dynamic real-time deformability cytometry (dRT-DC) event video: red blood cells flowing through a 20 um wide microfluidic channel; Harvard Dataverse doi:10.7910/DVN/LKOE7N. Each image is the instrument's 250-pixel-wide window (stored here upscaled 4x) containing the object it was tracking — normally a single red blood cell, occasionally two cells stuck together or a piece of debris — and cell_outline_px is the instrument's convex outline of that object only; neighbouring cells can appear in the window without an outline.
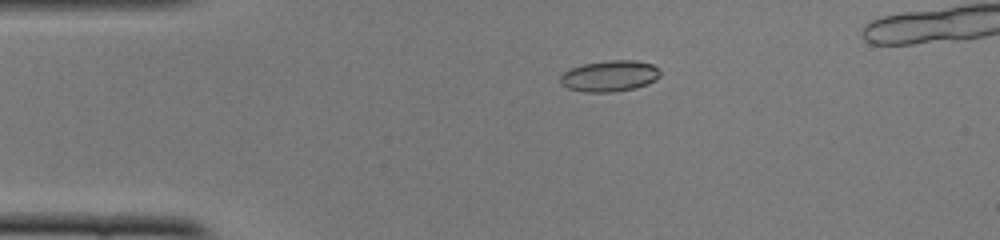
{"species": "common noctule bat (a hibernating species)", "species_latin": "Nyctalus noctula", "temperature_condition": "cold", "stored_images_in_passage": 48, "camera_frame_rate_fps": 3000, "um_per_image_px": 0.085, "animal": {"sex": "female", "body_mass_g": 22.0, "forearm_length_mm": 56.7}, "frame": {"image": 1, "passage_image": 11, "time_ms": 3.333, "image_size_px": [1000, 240], "cell_outline_px": [[660, 76], [656, 80], [648, 84], [636, 88], [612, 92], [584, 92], [568, 88], [560, 84], [560, 76], [564, 72], [572, 68], [584, 64], [608, 60], [636, 60], [652, 64], [660, 68]], "centroid_in_image_um": [51.85, 6.46], "position_along_channel_um": 33.1, "area_um2": 18.26}}
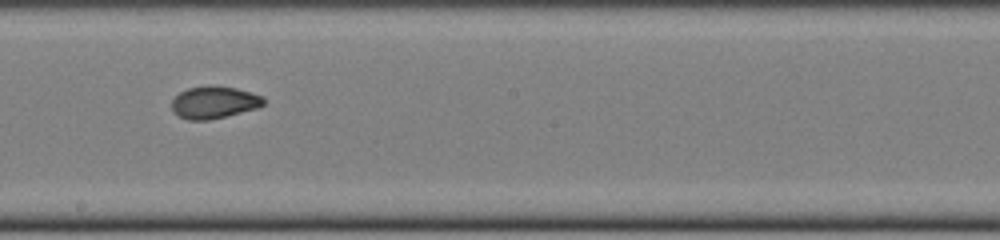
{"frame": {"image": 2, "passage_image": 29, "time_ms": 9.333, "image_size_px": [1000, 240], "cell_outline_px": [[264, 104], [256, 108], [208, 120], [188, 120], [180, 116], [172, 108], [172, 100], [180, 92], [188, 88], [208, 84], [212, 84], [236, 88], [264, 96]], "centroid_in_image_um": [18.2, 8.67], "position_along_channel_um": 230.0, "area_um2": 17.17}}
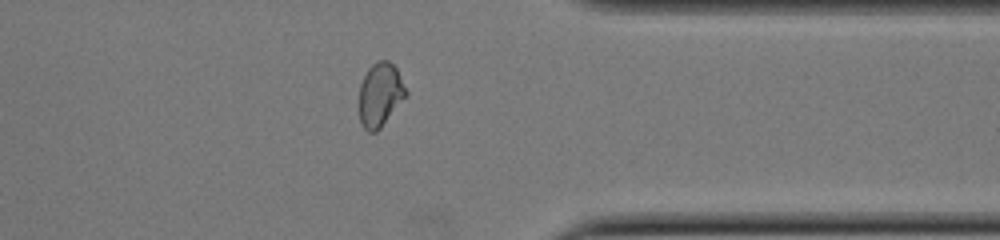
{"frame": {"image": 3, "passage_image": 41, "time_ms": 13.333, "image_size_px": [1000, 240], "cell_outline_px": [[408, 96], [380, 128], [376, 132], [368, 132], [360, 124], [360, 84], [368, 68], [372, 64], [380, 60], [388, 60], [396, 68], [408, 92]], "centroid_in_image_um": [32.33, 8.06], "position_along_channel_um": 379.1, "area_um2": 17.46}}